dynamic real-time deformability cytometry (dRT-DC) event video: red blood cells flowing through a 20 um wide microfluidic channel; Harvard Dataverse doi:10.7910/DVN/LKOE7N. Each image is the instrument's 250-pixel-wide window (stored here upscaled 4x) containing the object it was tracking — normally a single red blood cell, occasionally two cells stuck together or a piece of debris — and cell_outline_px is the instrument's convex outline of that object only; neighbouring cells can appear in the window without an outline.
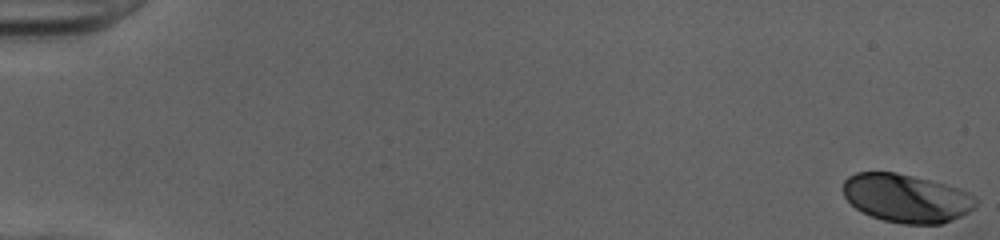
{"species": "human", "species_latin": "Homo sapiens", "temperature_condition": "cold", "stored_images_in_passage": 52, "camera_frame_rate_fps": 3000, "um_per_image_px": 0.085, "donor": {"sex": "female"}, "frame": {"image": 1, "passage_image": 1, "time_ms": 0.0, "image_size_px": [1000, 240], "cell_outline_px": [[976, 204], [968, 212], [960, 216], [940, 224], [904, 224], [884, 220], [872, 216], [856, 208], [844, 196], [844, 180], [848, 176], [856, 172], [896, 172], [960, 188], [976, 196]], "centroid_in_image_um": [77.04, 16.84], "position_along_channel_um": 8.0, "area_um2": 37.11}}
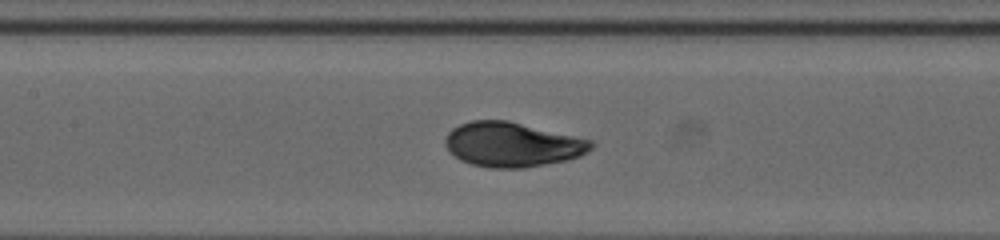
{"frame": {"image": 2, "passage_image": 26, "time_ms": 8.333, "image_size_px": [1000, 240], "cell_outline_px": [[596, 144], [588, 152], [580, 156], [564, 160], [524, 168], [488, 168], [472, 164], [460, 160], [448, 152], [444, 144], [444, 140], [448, 132], [452, 128], [460, 124], [472, 120], [508, 120], [592, 140]], "centroid_in_image_um": [43.51, 12.28], "position_along_channel_um": 163.9, "area_um2": 38.09}}
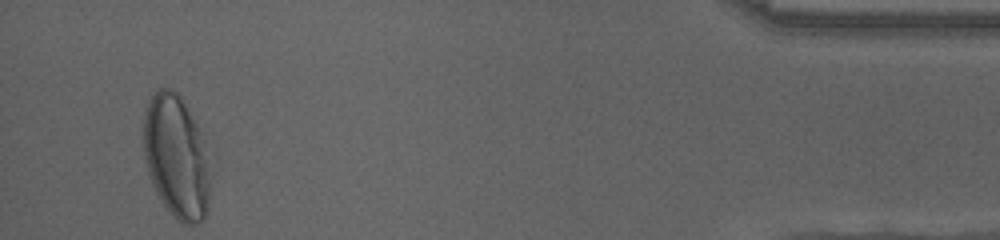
{"frame": {"image": 3, "passage_image": 50, "time_ms": 16.333, "image_size_px": [1000, 240], "cell_outline_px": [[212, 176], [208, 212], [204, 220], [196, 224], [180, 224], [176, 220], [164, 204], [156, 192], [152, 184], [148, 172], [144, 156], [144, 112], [152, 96], [160, 88], [172, 88], [180, 96], [196, 124], [204, 140], [208, 156]], "centroid_in_image_um": [15.03, 13.4], "position_along_channel_um": 420.2, "area_um2": 48.44}, "authors_computed_cell_mechanics": {"area_um2": 37.8012, "velocity_mm_per_s": 4.0228, "shape_relaxation_time_tau1_ms": 3.1151, "shape_relaxation_time_tau2_ms": 0.6061, "deformation_change_tau1": 0.1589, "deformation_change_tau2": 0.0351}}